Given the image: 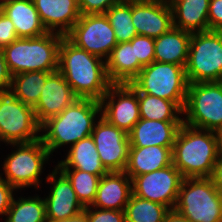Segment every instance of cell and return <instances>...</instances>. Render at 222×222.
<instances>
[{"instance_id":"obj_1","label":"cell","mask_w":222,"mask_h":222,"mask_svg":"<svg viewBox=\"0 0 222 222\" xmlns=\"http://www.w3.org/2000/svg\"><path fill=\"white\" fill-rule=\"evenodd\" d=\"M58 71L78 98L100 101L112 85L105 60L76 47L65 36L59 46Z\"/></svg>"},{"instance_id":"obj_30","label":"cell","mask_w":222,"mask_h":222,"mask_svg":"<svg viewBox=\"0 0 222 222\" xmlns=\"http://www.w3.org/2000/svg\"><path fill=\"white\" fill-rule=\"evenodd\" d=\"M5 222H47L45 200L39 196L13 197Z\"/></svg>"},{"instance_id":"obj_21","label":"cell","mask_w":222,"mask_h":222,"mask_svg":"<svg viewBox=\"0 0 222 222\" xmlns=\"http://www.w3.org/2000/svg\"><path fill=\"white\" fill-rule=\"evenodd\" d=\"M0 10L13 22L18 38H34L46 34L32 0H12L0 5Z\"/></svg>"},{"instance_id":"obj_37","label":"cell","mask_w":222,"mask_h":222,"mask_svg":"<svg viewBox=\"0 0 222 222\" xmlns=\"http://www.w3.org/2000/svg\"><path fill=\"white\" fill-rule=\"evenodd\" d=\"M209 30L222 31V0H210L208 11Z\"/></svg>"},{"instance_id":"obj_32","label":"cell","mask_w":222,"mask_h":222,"mask_svg":"<svg viewBox=\"0 0 222 222\" xmlns=\"http://www.w3.org/2000/svg\"><path fill=\"white\" fill-rule=\"evenodd\" d=\"M60 169L71 182L77 199L86 207L93 204L97 194V187L102 176L89 174L78 169L58 168Z\"/></svg>"},{"instance_id":"obj_25","label":"cell","mask_w":222,"mask_h":222,"mask_svg":"<svg viewBox=\"0 0 222 222\" xmlns=\"http://www.w3.org/2000/svg\"><path fill=\"white\" fill-rule=\"evenodd\" d=\"M192 33L172 27L154 39V61L185 67Z\"/></svg>"},{"instance_id":"obj_41","label":"cell","mask_w":222,"mask_h":222,"mask_svg":"<svg viewBox=\"0 0 222 222\" xmlns=\"http://www.w3.org/2000/svg\"><path fill=\"white\" fill-rule=\"evenodd\" d=\"M164 222H189L184 215L175 209H170L165 217Z\"/></svg>"},{"instance_id":"obj_17","label":"cell","mask_w":222,"mask_h":222,"mask_svg":"<svg viewBox=\"0 0 222 222\" xmlns=\"http://www.w3.org/2000/svg\"><path fill=\"white\" fill-rule=\"evenodd\" d=\"M132 23L138 35L155 39L173 27L171 6L165 0L132 3Z\"/></svg>"},{"instance_id":"obj_18","label":"cell","mask_w":222,"mask_h":222,"mask_svg":"<svg viewBox=\"0 0 222 222\" xmlns=\"http://www.w3.org/2000/svg\"><path fill=\"white\" fill-rule=\"evenodd\" d=\"M32 1L48 32H55L65 36L81 16L78 0Z\"/></svg>"},{"instance_id":"obj_42","label":"cell","mask_w":222,"mask_h":222,"mask_svg":"<svg viewBox=\"0 0 222 222\" xmlns=\"http://www.w3.org/2000/svg\"><path fill=\"white\" fill-rule=\"evenodd\" d=\"M47 222H88L87 212L84 209L83 212H81L80 214H78L74 217L67 218V219H61V220H56V221H47Z\"/></svg>"},{"instance_id":"obj_6","label":"cell","mask_w":222,"mask_h":222,"mask_svg":"<svg viewBox=\"0 0 222 222\" xmlns=\"http://www.w3.org/2000/svg\"><path fill=\"white\" fill-rule=\"evenodd\" d=\"M188 84L185 67L156 61L144 66L130 83L137 93H146L173 101L182 111L186 102Z\"/></svg>"},{"instance_id":"obj_24","label":"cell","mask_w":222,"mask_h":222,"mask_svg":"<svg viewBox=\"0 0 222 222\" xmlns=\"http://www.w3.org/2000/svg\"><path fill=\"white\" fill-rule=\"evenodd\" d=\"M105 64L112 84H130L143 68L135 58L134 46L130 42L117 43Z\"/></svg>"},{"instance_id":"obj_9","label":"cell","mask_w":222,"mask_h":222,"mask_svg":"<svg viewBox=\"0 0 222 222\" xmlns=\"http://www.w3.org/2000/svg\"><path fill=\"white\" fill-rule=\"evenodd\" d=\"M17 150L7 156L3 163V178L15 189L40 186V175L45 161H48L50 153L43 144L41 138L28 143H12Z\"/></svg>"},{"instance_id":"obj_26","label":"cell","mask_w":222,"mask_h":222,"mask_svg":"<svg viewBox=\"0 0 222 222\" xmlns=\"http://www.w3.org/2000/svg\"><path fill=\"white\" fill-rule=\"evenodd\" d=\"M69 148L66 159L61 160L56 165L58 168L78 169L97 176H103L108 173L101 163L91 136L79 140Z\"/></svg>"},{"instance_id":"obj_4","label":"cell","mask_w":222,"mask_h":222,"mask_svg":"<svg viewBox=\"0 0 222 222\" xmlns=\"http://www.w3.org/2000/svg\"><path fill=\"white\" fill-rule=\"evenodd\" d=\"M64 35L47 32L34 38H17L3 53L11 75L31 71L58 70L59 46Z\"/></svg>"},{"instance_id":"obj_14","label":"cell","mask_w":222,"mask_h":222,"mask_svg":"<svg viewBox=\"0 0 222 222\" xmlns=\"http://www.w3.org/2000/svg\"><path fill=\"white\" fill-rule=\"evenodd\" d=\"M100 104L101 116L127 134L140 120L138 93L130 84H112Z\"/></svg>"},{"instance_id":"obj_44","label":"cell","mask_w":222,"mask_h":222,"mask_svg":"<svg viewBox=\"0 0 222 222\" xmlns=\"http://www.w3.org/2000/svg\"><path fill=\"white\" fill-rule=\"evenodd\" d=\"M156 0H120V2L123 3H146V2H152Z\"/></svg>"},{"instance_id":"obj_7","label":"cell","mask_w":222,"mask_h":222,"mask_svg":"<svg viewBox=\"0 0 222 222\" xmlns=\"http://www.w3.org/2000/svg\"><path fill=\"white\" fill-rule=\"evenodd\" d=\"M185 71L189 84L222 81V31L192 33Z\"/></svg>"},{"instance_id":"obj_38","label":"cell","mask_w":222,"mask_h":222,"mask_svg":"<svg viewBox=\"0 0 222 222\" xmlns=\"http://www.w3.org/2000/svg\"><path fill=\"white\" fill-rule=\"evenodd\" d=\"M14 190L16 189L2 179V176L0 175V215L6 216L14 196Z\"/></svg>"},{"instance_id":"obj_8","label":"cell","mask_w":222,"mask_h":222,"mask_svg":"<svg viewBox=\"0 0 222 222\" xmlns=\"http://www.w3.org/2000/svg\"><path fill=\"white\" fill-rule=\"evenodd\" d=\"M183 123L215 131L222 127V81L188 84Z\"/></svg>"},{"instance_id":"obj_22","label":"cell","mask_w":222,"mask_h":222,"mask_svg":"<svg viewBox=\"0 0 222 222\" xmlns=\"http://www.w3.org/2000/svg\"><path fill=\"white\" fill-rule=\"evenodd\" d=\"M173 147L148 146L129 147L125 173L130 177L157 171L173 164Z\"/></svg>"},{"instance_id":"obj_10","label":"cell","mask_w":222,"mask_h":222,"mask_svg":"<svg viewBox=\"0 0 222 222\" xmlns=\"http://www.w3.org/2000/svg\"><path fill=\"white\" fill-rule=\"evenodd\" d=\"M39 132L41 125L33 107L18 100L10 91L0 93V140L7 144L28 143L40 139Z\"/></svg>"},{"instance_id":"obj_23","label":"cell","mask_w":222,"mask_h":222,"mask_svg":"<svg viewBox=\"0 0 222 222\" xmlns=\"http://www.w3.org/2000/svg\"><path fill=\"white\" fill-rule=\"evenodd\" d=\"M210 0H171L173 27L190 33L209 30Z\"/></svg>"},{"instance_id":"obj_27","label":"cell","mask_w":222,"mask_h":222,"mask_svg":"<svg viewBox=\"0 0 222 222\" xmlns=\"http://www.w3.org/2000/svg\"><path fill=\"white\" fill-rule=\"evenodd\" d=\"M52 72L31 71L12 76L10 92L24 104L34 107L47 77Z\"/></svg>"},{"instance_id":"obj_13","label":"cell","mask_w":222,"mask_h":222,"mask_svg":"<svg viewBox=\"0 0 222 222\" xmlns=\"http://www.w3.org/2000/svg\"><path fill=\"white\" fill-rule=\"evenodd\" d=\"M91 137L94 140L101 163L108 172H124L128 163V134L98 116Z\"/></svg>"},{"instance_id":"obj_16","label":"cell","mask_w":222,"mask_h":222,"mask_svg":"<svg viewBox=\"0 0 222 222\" xmlns=\"http://www.w3.org/2000/svg\"><path fill=\"white\" fill-rule=\"evenodd\" d=\"M77 98L64 76L58 70L52 72L33 107L38 123L42 125L49 118L57 116Z\"/></svg>"},{"instance_id":"obj_12","label":"cell","mask_w":222,"mask_h":222,"mask_svg":"<svg viewBox=\"0 0 222 222\" xmlns=\"http://www.w3.org/2000/svg\"><path fill=\"white\" fill-rule=\"evenodd\" d=\"M184 177L173 165L131 178L132 194L174 209Z\"/></svg>"},{"instance_id":"obj_33","label":"cell","mask_w":222,"mask_h":222,"mask_svg":"<svg viewBox=\"0 0 222 222\" xmlns=\"http://www.w3.org/2000/svg\"><path fill=\"white\" fill-rule=\"evenodd\" d=\"M135 58L144 67L154 62V38L137 35L131 41Z\"/></svg>"},{"instance_id":"obj_40","label":"cell","mask_w":222,"mask_h":222,"mask_svg":"<svg viewBox=\"0 0 222 222\" xmlns=\"http://www.w3.org/2000/svg\"><path fill=\"white\" fill-rule=\"evenodd\" d=\"M213 183V185L218 189V191L222 194V157L219 156L211 176L209 177Z\"/></svg>"},{"instance_id":"obj_39","label":"cell","mask_w":222,"mask_h":222,"mask_svg":"<svg viewBox=\"0 0 222 222\" xmlns=\"http://www.w3.org/2000/svg\"><path fill=\"white\" fill-rule=\"evenodd\" d=\"M11 81L12 75L6 64L3 50L0 49V93L10 91Z\"/></svg>"},{"instance_id":"obj_29","label":"cell","mask_w":222,"mask_h":222,"mask_svg":"<svg viewBox=\"0 0 222 222\" xmlns=\"http://www.w3.org/2000/svg\"><path fill=\"white\" fill-rule=\"evenodd\" d=\"M169 210L167 206L132 194L124 213L126 222H164Z\"/></svg>"},{"instance_id":"obj_35","label":"cell","mask_w":222,"mask_h":222,"mask_svg":"<svg viewBox=\"0 0 222 222\" xmlns=\"http://www.w3.org/2000/svg\"><path fill=\"white\" fill-rule=\"evenodd\" d=\"M120 0H78L81 15L104 14Z\"/></svg>"},{"instance_id":"obj_11","label":"cell","mask_w":222,"mask_h":222,"mask_svg":"<svg viewBox=\"0 0 222 222\" xmlns=\"http://www.w3.org/2000/svg\"><path fill=\"white\" fill-rule=\"evenodd\" d=\"M65 37L76 47L104 60L117 45L114 29L105 14L81 15Z\"/></svg>"},{"instance_id":"obj_5","label":"cell","mask_w":222,"mask_h":222,"mask_svg":"<svg viewBox=\"0 0 222 222\" xmlns=\"http://www.w3.org/2000/svg\"><path fill=\"white\" fill-rule=\"evenodd\" d=\"M174 209L189 222H222V194L209 177L184 178Z\"/></svg>"},{"instance_id":"obj_31","label":"cell","mask_w":222,"mask_h":222,"mask_svg":"<svg viewBox=\"0 0 222 222\" xmlns=\"http://www.w3.org/2000/svg\"><path fill=\"white\" fill-rule=\"evenodd\" d=\"M104 14L114 29L117 43L130 42L138 35L132 23V3L119 2Z\"/></svg>"},{"instance_id":"obj_45","label":"cell","mask_w":222,"mask_h":222,"mask_svg":"<svg viewBox=\"0 0 222 222\" xmlns=\"http://www.w3.org/2000/svg\"><path fill=\"white\" fill-rule=\"evenodd\" d=\"M8 1H12V0H1V1H0V5L3 4V3H6V2H8Z\"/></svg>"},{"instance_id":"obj_36","label":"cell","mask_w":222,"mask_h":222,"mask_svg":"<svg viewBox=\"0 0 222 222\" xmlns=\"http://www.w3.org/2000/svg\"><path fill=\"white\" fill-rule=\"evenodd\" d=\"M17 38L13 22L0 10V49L10 45Z\"/></svg>"},{"instance_id":"obj_2","label":"cell","mask_w":222,"mask_h":222,"mask_svg":"<svg viewBox=\"0 0 222 222\" xmlns=\"http://www.w3.org/2000/svg\"><path fill=\"white\" fill-rule=\"evenodd\" d=\"M97 114L101 115L100 101L91 98H77L57 116L41 125V140L50 155L61 146L75 144L91 136Z\"/></svg>"},{"instance_id":"obj_15","label":"cell","mask_w":222,"mask_h":222,"mask_svg":"<svg viewBox=\"0 0 222 222\" xmlns=\"http://www.w3.org/2000/svg\"><path fill=\"white\" fill-rule=\"evenodd\" d=\"M46 177V181L53 185L44 199L47 221L71 218L84 211L85 207L77 199L71 182L57 166Z\"/></svg>"},{"instance_id":"obj_28","label":"cell","mask_w":222,"mask_h":222,"mask_svg":"<svg viewBox=\"0 0 222 222\" xmlns=\"http://www.w3.org/2000/svg\"><path fill=\"white\" fill-rule=\"evenodd\" d=\"M140 118L158 121H183V111L170 100L146 93H138ZM179 114V115H178Z\"/></svg>"},{"instance_id":"obj_19","label":"cell","mask_w":222,"mask_h":222,"mask_svg":"<svg viewBox=\"0 0 222 222\" xmlns=\"http://www.w3.org/2000/svg\"><path fill=\"white\" fill-rule=\"evenodd\" d=\"M183 121H158L142 119L128 133L130 147H173Z\"/></svg>"},{"instance_id":"obj_43","label":"cell","mask_w":222,"mask_h":222,"mask_svg":"<svg viewBox=\"0 0 222 222\" xmlns=\"http://www.w3.org/2000/svg\"><path fill=\"white\" fill-rule=\"evenodd\" d=\"M214 134L216 137L218 155L222 157V127L217 128Z\"/></svg>"},{"instance_id":"obj_3","label":"cell","mask_w":222,"mask_h":222,"mask_svg":"<svg viewBox=\"0 0 222 222\" xmlns=\"http://www.w3.org/2000/svg\"><path fill=\"white\" fill-rule=\"evenodd\" d=\"M218 157L214 131L182 123L173 145L172 160L184 178L210 177Z\"/></svg>"},{"instance_id":"obj_34","label":"cell","mask_w":222,"mask_h":222,"mask_svg":"<svg viewBox=\"0 0 222 222\" xmlns=\"http://www.w3.org/2000/svg\"><path fill=\"white\" fill-rule=\"evenodd\" d=\"M85 210L88 222H126L124 210L92 208L91 205L86 206Z\"/></svg>"},{"instance_id":"obj_20","label":"cell","mask_w":222,"mask_h":222,"mask_svg":"<svg viewBox=\"0 0 222 222\" xmlns=\"http://www.w3.org/2000/svg\"><path fill=\"white\" fill-rule=\"evenodd\" d=\"M132 195V181L125 172H108L97 187L93 208L124 210Z\"/></svg>"}]
</instances>
